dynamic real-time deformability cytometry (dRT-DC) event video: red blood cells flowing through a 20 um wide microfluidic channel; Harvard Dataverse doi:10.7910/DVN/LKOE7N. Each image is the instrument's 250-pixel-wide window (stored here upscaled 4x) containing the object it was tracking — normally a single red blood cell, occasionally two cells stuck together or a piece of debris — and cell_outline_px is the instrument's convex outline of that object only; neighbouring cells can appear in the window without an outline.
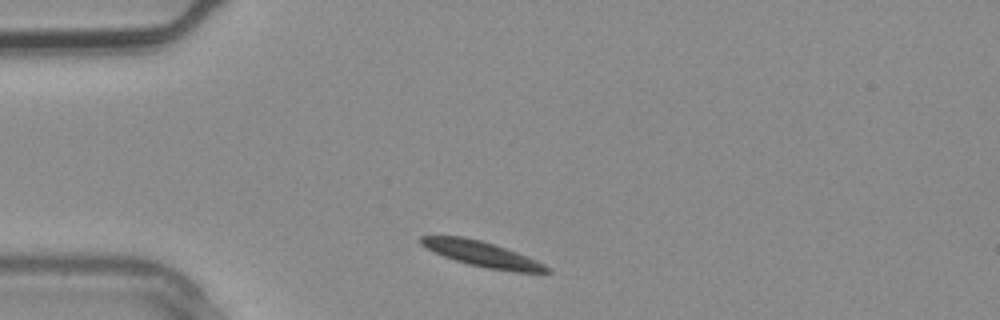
{"species": "common noctule bat (a hibernating species)", "species_latin": "Nyctalus noctula", "temperature_condition": "warm", "stored_images_in_passage": 4, "segment_of_instrument_passage": [2, 2], "camera_frame_rate_fps": 3000, "um_per_image_px": 0.085, "animal": {"sex": "male", "body_mass_g": 20.4}, "frame": {"image": 1, "passage_image": 4, "time_ms": 1.0, "image_size_px": [1000, 320], "cell_outline_px": [[552, 272], [516, 272], [488, 268], [468, 264], [444, 256], [420, 244], [420, 236], [464, 236], [480, 240], [516, 252], [536, 260], [552, 268]], "centroid_in_image_um": [41.0, 21.6], "position_along_channel_um": 44.0, "area_um2": 18.21}}